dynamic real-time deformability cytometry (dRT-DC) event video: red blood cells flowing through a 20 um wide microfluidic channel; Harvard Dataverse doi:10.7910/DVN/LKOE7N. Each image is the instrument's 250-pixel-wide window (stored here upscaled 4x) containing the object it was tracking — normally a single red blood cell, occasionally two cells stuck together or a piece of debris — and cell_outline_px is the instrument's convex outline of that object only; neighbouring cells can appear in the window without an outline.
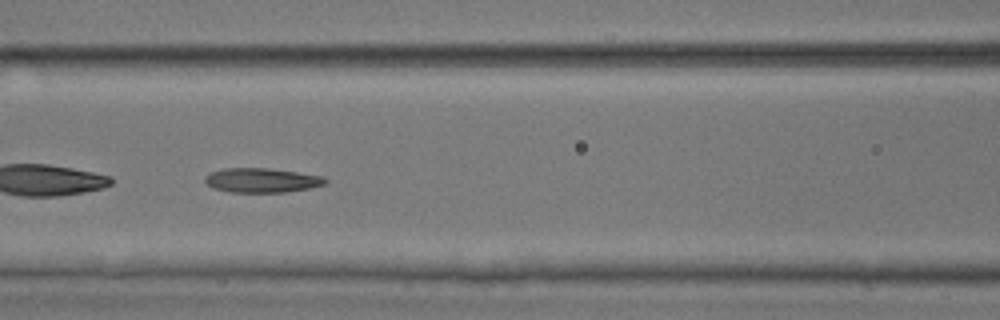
{"species": "common noctule bat (a hibernating species)", "species_latin": "Nyctalus noctula", "temperature_condition": "room temperature", "stored_images_in_passage": 39, "camera_frame_rate_fps": 3000, "um_per_image_px": 0.085, "animal": {"sex": "male", "body_mass_g": 17.9, "forearm_length_mm": 54.2}, "frame": {"image": 1, "passage_image": 22, "time_ms": 7.0, "image_size_px": [1000, 320], "cell_outline_px": [[328, 180], [324, 184], [312, 188], [284, 192], [228, 192], [212, 188], [204, 180], [204, 176], [212, 172], [224, 168], [268, 168], [324, 176]], "centroid_in_image_um": [22.25, 15.33], "position_along_channel_um": 144.4, "area_um2": 17.17}, "authors_computed_cell_mechanics": {"area_um2": 18.0914, "velocity_mm_per_s": 4.1402, "shape_relaxation_time_tau1_ms": null, "shape_relaxation_time_tau2_ms": 7.2958, "deformation_change_tau1": null, "deformation_change_tau2": 0.1811}}